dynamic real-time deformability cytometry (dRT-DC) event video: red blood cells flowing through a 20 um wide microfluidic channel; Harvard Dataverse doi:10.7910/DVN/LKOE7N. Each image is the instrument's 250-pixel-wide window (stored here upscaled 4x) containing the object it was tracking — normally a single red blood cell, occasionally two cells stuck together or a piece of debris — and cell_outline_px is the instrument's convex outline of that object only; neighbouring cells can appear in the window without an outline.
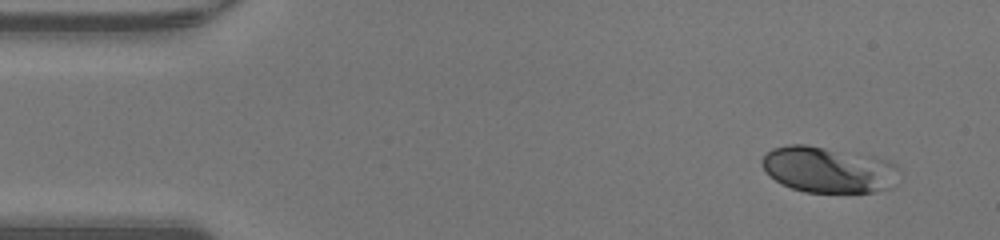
{"species": "human", "species_latin": "Homo sapiens", "temperature_condition": "warm", "stored_images_in_passage": 45, "camera_frame_rate_fps": 3000, "um_per_image_px": 0.085, "donor": {"sex": "male"}, "frame": {"image": 1, "passage_image": 1, "time_ms": 0.0, "image_size_px": [1000, 240], "cell_outline_px": [[900, 168], [888, 188], [872, 192], [804, 192], [780, 184], [760, 164], [760, 160], [772, 148], [788, 144], [804, 144], [872, 156], [896, 164]], "centroid_in_image_um": [70.35, 14.41], "position_along_channel_um": 14.7, "area_um2": 36.36}}
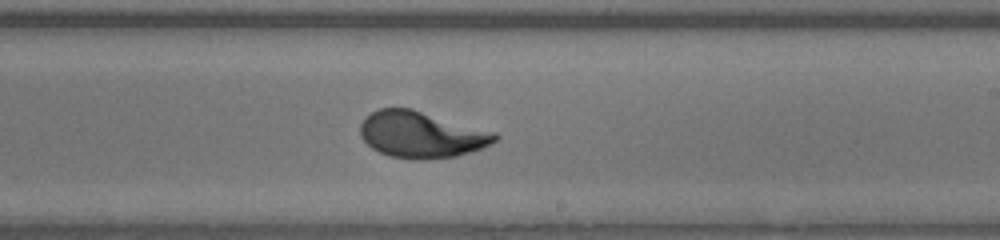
{"frame": {"image": 2, "passage_image": 25, "time_ms": 8.0, "image_size_px": [1000, 240], "cell_outline_px": [[500, 136], [496, 140], [480, 148], [456, 156], [428, 160], [412, 160], [388, 156], [372, 148], [360, 136], [360, 124], [372, 112], [380, 108], [412, 108], [496, 132]], "centroid_in_image_um": [35.81, 11.45], "position_along_channel_um": 253.2, "area_um2": 36.47}}
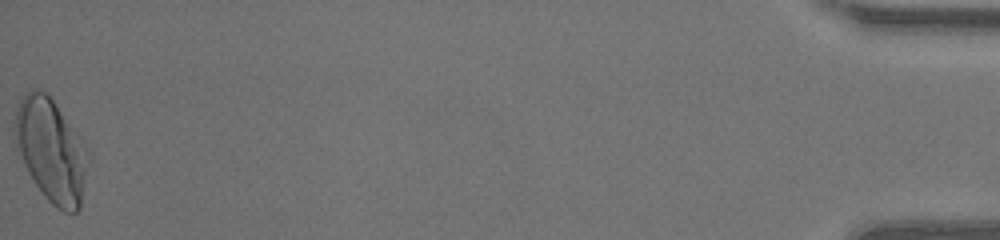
{"frame": {"image": 3, "passage_image": 45, "time_ms": 14.667, "image_size_px": [1000, 240], "cell_outline_px": [[92, 156], [80, 208], [76, 212], [64, 212], [56, 208], [44, 196], [28, 172], [12, 132], [16, 108], [24, 92], [32, 88], [40, 88], [48, 92], [92, 152]], "centroid_in_image_um": [4.4, 12.74], "position_along_channel_um": 430.8, "area_um2": 45.2}}